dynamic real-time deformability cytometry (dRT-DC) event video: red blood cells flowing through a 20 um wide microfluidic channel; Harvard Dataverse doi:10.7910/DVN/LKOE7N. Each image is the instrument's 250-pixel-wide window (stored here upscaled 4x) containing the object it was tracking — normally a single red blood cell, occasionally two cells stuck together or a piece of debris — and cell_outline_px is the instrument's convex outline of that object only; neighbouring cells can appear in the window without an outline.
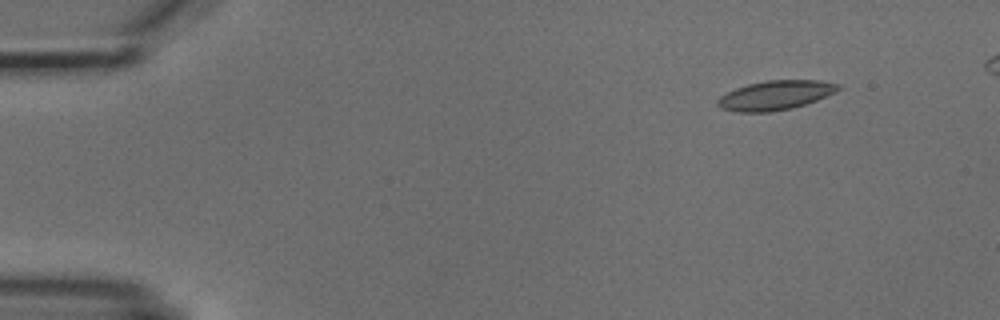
{"species": "common noctule bat (a hibernating species)", "species_latin": "Nyctalus noctula", "temperature_condition": "cold", "stored_images_in_passage": 5, "camera_frame_rate_fps": 3000, "um_per_image_px": 0.085, "animal": {"sex": "male", "body_mass_g": 18.8}, "frame": {"image": 1, "passage_image": 2, "time_ms": 1.0, "image_size_px": [1000, 320], "cell_outline_px": [[840, 88], [836, 92], [816, 100], [792, 108], [772, 112], [736, 112], [720, 108], [716, 104], [716, 100], [720, 96], [736, 88], [748, 84], [768, 80], [820, 80], [840, 84]], "centroid_in_image_um": [65.89, 8.1], "position_along_channel_um": 19.1, "area_um2": 20.63}}